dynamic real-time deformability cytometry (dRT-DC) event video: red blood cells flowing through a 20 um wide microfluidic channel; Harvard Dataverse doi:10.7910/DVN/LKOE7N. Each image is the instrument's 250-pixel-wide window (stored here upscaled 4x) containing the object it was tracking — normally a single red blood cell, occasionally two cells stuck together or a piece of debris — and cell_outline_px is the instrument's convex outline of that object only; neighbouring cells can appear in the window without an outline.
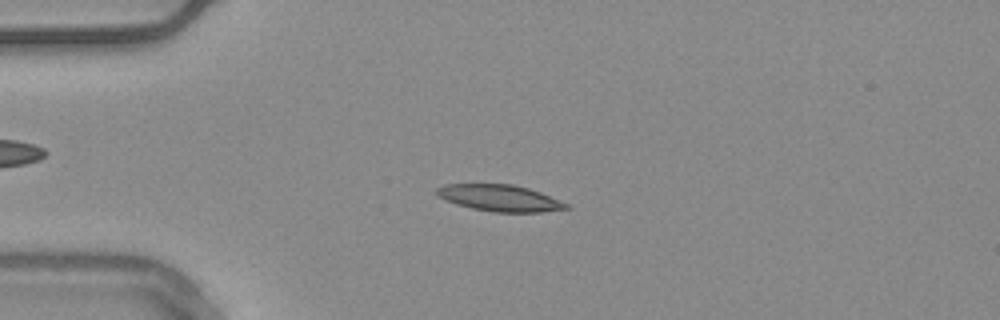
{"species": "common noctule bat (a hibernating species)", "species_latin": "Nyctalus noctula", "temperature_condition": "warm", "stored_images_in_passage": 53, "camera_frame_rate_fps": 3000, "um_per_image_px": 0.085, "animal": {"sex": "male", "body_mass_g": 20.4}, "frame": {"image": 1, "passage_image": 13, "time_ms": 4.0, "image_size_px": [1000, 320], "cell_outline_px": [[572, 208], [540, 212], [492, 212], [472, 208], [456, 204], [444, 200], [436, 196], [436, 188], [444, 184], [512, 184], [528, 188], [540, 192], [568, 204]], "centroid_in_image_um": [42.44, 16.83], "position_along_channel_um": 42.6, "area_um2": 20.06}}
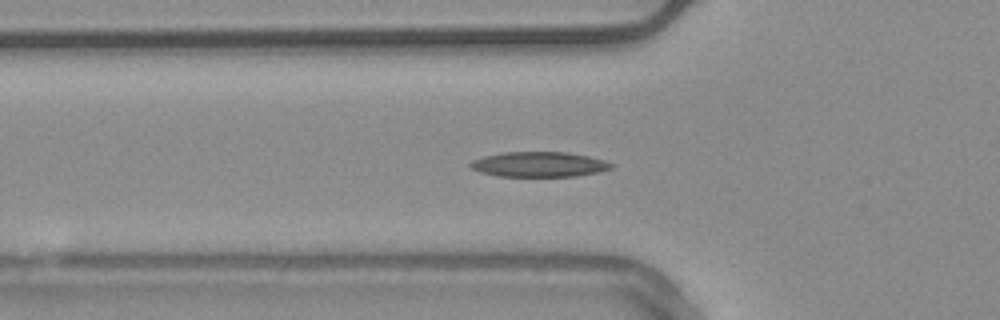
{"frame": {"image": 2, "passage_image": 18, "time_ms": 5.667, "image_size_px": [1000, 320], "cell_outline_px": [[616, 164], [612, 168], [600, 172], [576, 176], [500, 176], [480, 172], [472, 168], [468, 164], [472, 160], [484, 156], [504, 152], [568, 152], [588, 156], [604, 160]], "centroid_in_image_um": [45.86, 13.97], "position_along_channel_um": 79.9, "area_um2": 20.63}, "authors_computed_cell_mechanics": {"area_um2": 19.7676, "velocity_mm_per_s": 3.7627, "shape_relaxation_time_tau1_ms": null, "shape_relaxation_time_tau2_ms": 2.2885, "deformation_change_tau1": null, "deformation_change_tau2": 0.0791}}